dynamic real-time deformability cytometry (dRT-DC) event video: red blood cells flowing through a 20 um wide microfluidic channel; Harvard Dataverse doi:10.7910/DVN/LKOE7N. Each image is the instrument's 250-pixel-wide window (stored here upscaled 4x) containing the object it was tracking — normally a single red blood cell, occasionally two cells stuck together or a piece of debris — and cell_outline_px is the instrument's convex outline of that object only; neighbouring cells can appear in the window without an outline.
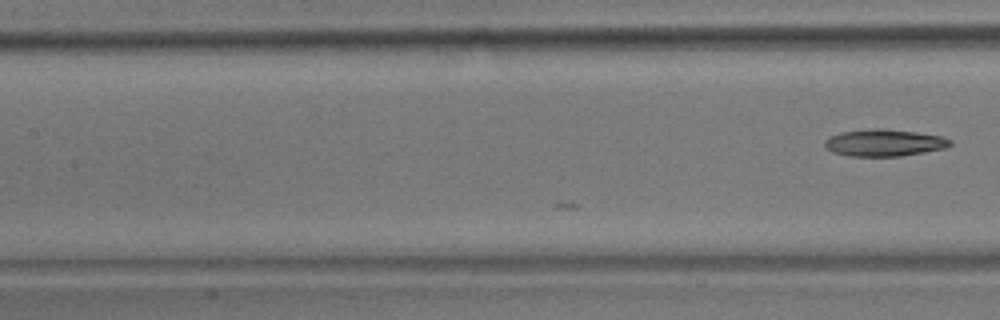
{"species": "common noctule bat (a hibernating species)", "species_latin": "Nyctalus noctula", "temperature_condition": "room temperature", "stored_images_in_passage": 5, "segment_of_instrument_passage": [2, 2], "camera_frame_rate_fps": 3000, "um_per_image_px": 0.085, "animal": {"sex": "male", "body_mass_g": 17.9}, "frame": {"image": 1, "passage_image": 5, "time_ms": 1.333, "image_size_px": [1000, 320], "cell_outline_px": [[952, 144], [944, 148], [924, 152], [900, 156], [848, 156], [832, 152], [824, 148], [824, 140], [828, 136], [840, 132], [872, 128], [884, 128], [916, 132], [940, 136], [952, 140]], "centroid_in_image_um": [75.09, 12.13], "position_along_channel_um": 132.3, "area_um2": 19.88}}